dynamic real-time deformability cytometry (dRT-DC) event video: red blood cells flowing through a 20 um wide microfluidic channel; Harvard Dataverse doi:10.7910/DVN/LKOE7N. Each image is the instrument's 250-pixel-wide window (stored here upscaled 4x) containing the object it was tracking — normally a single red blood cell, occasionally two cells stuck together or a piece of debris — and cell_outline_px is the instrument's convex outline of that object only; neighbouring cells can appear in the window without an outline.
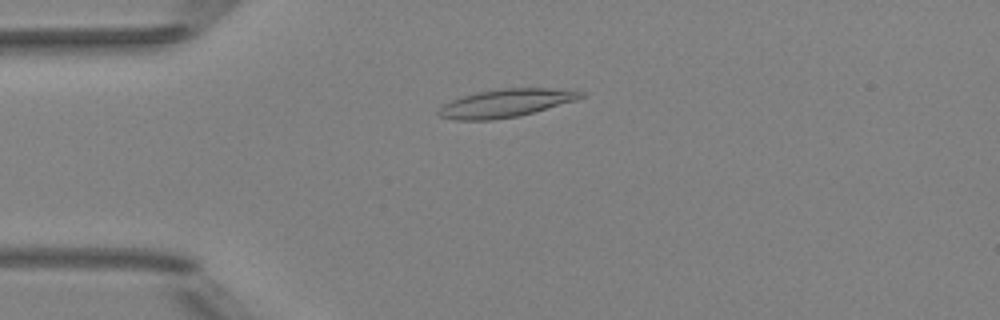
{"species": "Egyptian fruit bat (a non-hibernating species)", "species_latin": "Rousettus aegyptiacus", "temperature_condition": "room temperature", "stored_images_in_passage": 51, "camera_frame_rate_fps": 3000, "um_per_image_px": 0.085, "animal": {"sex": "female"}, "frame": {"image": 1, "passage_image": 13, "time_ms": 4.0, "image_size_px": [1000, 320], "cell_outline_px": [[584, 96], [576, 100], [520, 116], [492, 120], [452, 120], [440, 116], [436, 112], [444, 104], [452, 100], [476, 92], [500, 88], [544, 88], [584, 92]], "centroid_in_image_um": [42.95, 8.78], "position_along_channel_um": 42.0, "area_um2": 23.06}}
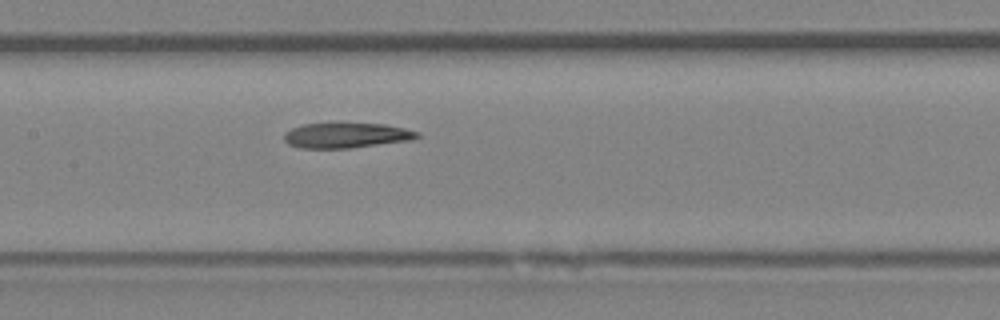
{"frame": {"image": 2, "passage_image": 25, "time_ms": 8.0, "image_size_px": [1000, 320], "cell_outline_px": [[420, 136], [412, 140], [348, 148], [300, 148], [288, 144], [284, 140], [284, 132], [300, 124], [384, 124], [404, 128], [420, 132]], "centroid_in_image_um": [29.42, 11.51], "position_along_channel_um": 178.0, "area_um2": 19.36}}
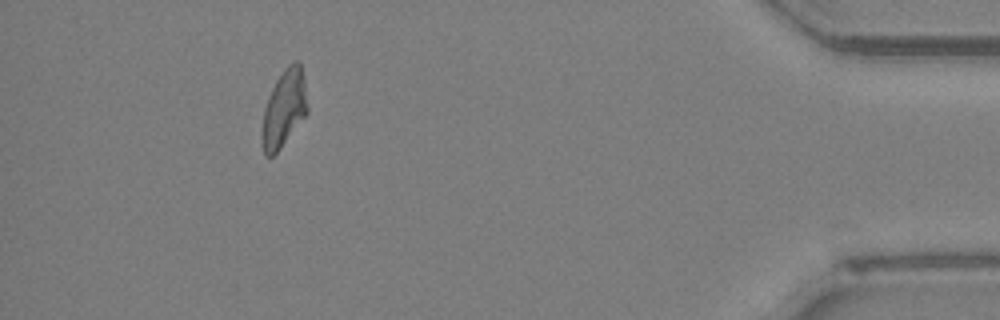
{"frame": {"image": 3, "passage_image": 47, "time_ms": 15.333, "image_size_px": [1000, 320], "cell_outline_px": [[308, 112], [280, 148], [272, 156], [264, 156], [260, 136], [264, 108], [268, 96], [276, 80], [284, 68], [292, 60], [300, 60], [304, 80], [308, 108]], "centroid_in_image_um": [24.12, 9.2], "position_along_channel_um": 411.1, "area_um2": 20.58}}